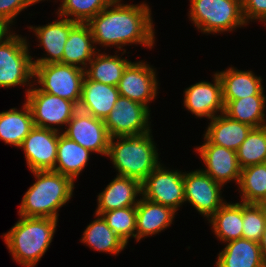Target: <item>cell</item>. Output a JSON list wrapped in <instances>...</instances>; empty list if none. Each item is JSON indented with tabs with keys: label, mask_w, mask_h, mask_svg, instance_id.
Returning <instances> with one entry per match:
<instances>
[{
	"label": "cell",
	"mask_w": 266,
	"mask_h": 267,
	"mask_svg": "<svg viewBox=\"0 0 266 267\" xmlns=\"http://www.w3.org/2000/svg\"><path fill=\"white\" fill-rule=\"evenodd\" d=\"M148 4H124L114 0L87 24L90 27L95 47H116L118 51L132 44L152 49L155 44V29Z\"/></svg>",
	"instance_id": "cell-1"
},
{
	"label": "cell",
	"mask_w": 266,
	"mask_h": 267,
	"mask_svg": "<svg viewBox=\"0 0 266 267\" xmlns=\"http://www.w3.org/2000/svg\"><path fill=\"white\" fill-rule=\"evenodd\" d=\"M31 173L35 175L36 182L24 194L18 215L58 220L59 209L73 196L74 181L53 170Z\"/></svg>",
	"instance_id": "cell-2"
},
{
	"label": "cell",
	"mask_w": 266,
	"mask_h": 267,
	"mask_svg": "<svg viewBox=\"0 0 266 267\" xmlns=\"http://www.w3.org/2000/svg\"><path fill=\"white\" fill-rule=\"evenodd\" d=\"M57 222L52 218L20 216L2 236L13 260L24 267H35L50 247Z\"/></svg>",
	"instance_id": "cell-3"
},
{
	"label": "cell",
	"mask_w": 266,
	"mask_h": 267,
	"mask_svg": "<svg viewBox=\"0 0 266 267\" xmlns=\"http://www.w3.org/2000/svg\"><path fill=\"white\" fill-rule=\"evenodd\" d=\"M151 133L110 139L107 157L112 161L117 175L137 179L142 183L160 164L158 148Z\"/></svg>",
	"instance_id": "cell-4"
},
{
	"label": "cell",
	"mask_w": 266,
	"mask_h": 267,
	"mask_svg": "<svg viewBox=\"0 0 266 267\" xmlns=\"http://www.w3.org/2000/svg\"><path fill=\"white\" fill-rule=\"evenodd\" d=\"M29 47L26 37L11 29L0 37V87L33 86L34 65Z\"/></svg>",
	"instance_id": "cell-5"
},
{
	"label": "cell",
	"mask_w": 266,
	"mask_h": 267,
	"mask_svg": "<svg viewBox=\"0 0 266 267\" xmlns=\"http://www.w3.org/2000/svg\"><path fill=\"white\" fill-rule=\"evenodd\" d=\"M189 1V19L203 34L232 32L247 25L241 0Z\"/></svg>",
	"instance_id": "cell-6"
},
{
	"label": "cell",
	"mask_w": 266,
	"mask_h": 267,
	"mask_svg": "<svg viewBox=\"0 0 266 267\" xmlns=\"http://www.w3.org/2000/svg\"><path fill=\"white\" fill-rule=\"evenodd\" d=\"M84 78L85 70L73 65L63 63L34 65V84L38 83L41 91L67 99L77 105L81 100Z\"/></svg>",
	"instance_id": "cell-7"
},
{
	"label": "cell",
	"mask_w": 266,
	"mask_h": 267,
	"mask_svg": "<svg viewBox=\"0 0 266 267\" xmlns=\"http://www.w3.org/2000/svg\"><path fill=\"white\" fill-rule=\"evenodd\" d=\"M25 91V102L30 106L34 125L37 127L60 132L62 128L59 129L58 126L67 125L78 110L76 103L43 92L34 83L30 89H25Z\"/></svg>",
	"instance_id": "cell-8"
},
{
	"label": "cell",
	"mask_w": 266,
	"mask_h": 267,
	"mask_svg": "<svg viewBox=\"0 0 266 267\" xmlns=\"http://www.w3.org/2000/svg\"><path fill=\"white\" fill-rule=\"evenodd\" d=\"M142 197L177 212L185 203L184 172L160 163L142 182Z\"/></svg>",
	"instance_id": "cell-9"
},
{
	"label": "cell",
	"mask_w": 266,
	"mask_h": 267,
	"mask_svg": "<svg viewBox=\"0 0 266 267\" xmlns=\"http://www.w3.org/2000/svg\"><path fill=\"white\" fill-rule=\"evenodd\" d=\"M150 112L145 105L120 96L104 124L111 138L143 135L152 130Z\"/></svg>",
	"instance_id": "cell-10"
},
{
	"label": "cell",
	"mask_w": 266,
	"mask_h": 267,
	"mask_svg": "<svg viewBox=\"0 0 266 267\" xmlns=\"http://www.w3.org/2000/svg\"><path fill=\"white\" fill-rule=\"evenodd\" d=\"M220 183L201 169L184 172L185 202H189L207 220L226 202Z\"/></svg>",
	"instance_id": "cell-11"
},
{
	"label": "cell",
	"mask_w": 266,
	"mask_h": 267,
	"mask_svg": "<svg viewBox=\"0 0 266 267\" xmlns=\"http://www.w3.org/2000/svg\"><path fill=\"white\" fill-rule=\"evenodd\" d=\"M143 60L131 62L124 70L118 84L120 96L145 105L150 111L149 103L158 94L156 68Z\"/></svg>",
	"instance_id": "cell-12"
},
{
	"label": "cell",
	"mask_w": 266,
	"mask_h": 267,
	"mask_svg": "<svg viewBox=\"0 0 266 267\" xmlns=\"http://www.w3.org/2000/svg\"><path fill=\"white\" fill-rule=\"evenodd\" d=\"M65 129L62 134L67 138L77 142L92 153L107 157L111 137L104 120L78 109Z\"/></svg>",
	"instance_id": "cell-13"
},
{
	"label": "cell",
	"mask_w": 266,
	"mask_h": 267,
	"mask_svg": "<svg viewBox=\"0 0 266 267\" xmlns=\"http://www.w3.org/2000/svg\"><path fill=\"white\" fill-rule=\"evenodd\" d=\"M62 133L35 126L22 145L27 167L32 171L54 170L59 135Z\"/></svg>",
	"instance_id": "cell-14"
},
{
	"label": "cell",
	"mask_w": 266,
	"mask_h": 267,
	"mask_svg": "<svg viewBox=\"0 0 266 267\" xmlns=\"http://www.w3.org/2000/svg\"><path fill=\"white\" fill-rule=\"evenodd\" d=\"M203 139L205 142L195 149L206 167L201 170L223 186L233 180L238 184L241 167L236 151L212 144L205 137Z\"/></svg>",
	"instance_id": "cell-15"
},
{
	"label": "cell",
	"mask_w": 266,
	"mask_h": 267,
	"mask_svg": "<svg viewBox=\"0 0 266 267\" xmlns=\"http://www.w3.org/2000/svg\"><path fill=\"white\" fill-rule=\"evenodd\" d=\"M213 76L214 83L201 81L184 90L183 106L197 118L210 120L224 113L222 84L216 72Z\"/></svg>",
	"instance_id": "cell-16"
},
{
	"label": "cell",
	"mask_w": 266,
	"mask_h": 267,
	"mask_svg": "<svg viewBox=\"0 0 266 267\" xmlns=\"http://www.w3.org/2000/svg\"><path fill=\"white\" fill-rule=\"evenodd\" d=\"M54 22L42 26H30L29 29L33 30L39 44L46 51L44 57L36 60L32 59L33 65H43L49 63H62L64 54V47L68 39L70 30L77 24L68 18L58 16Z\"/></svg>",
	"instance_id": "cell-17"
},
{
	"label": "cell",
	"mask_w": 266,
	"mask_h": 267,
	"mask_svg": "<svg viewBox=\"0 0 266 267\" xmlns=\"http://www.w3.org/2000/svg\"><path fill=\"white\" fill-rule=\"evenodd\" d=\"M138 196H142V183L139 180L116 175L97 195L95 214L136 206L140 200Z\"/></svg>",
	"instance_id": "cell-18"
},
{
	"label": "cell",
	"mask_w": 266,
	"mask_h": 267,
	"mask_svg": "<svg viewBox=\"0 0 266 267\" xmlns=\"http://www.w3.org/2000/svg\"><path fill=\"white\" fill-rule=\"evenodd\" d=\"M176 211L172 208L151 202L140 197L136 205L135 240L159 234L172 225Z\"/></svg>",
	"instance_id": "cell-19"
},
{
	"label": "cell",
	"mask_w": 266,
	"mask_h": 267,
	"mask_svg": "<svg viewBox=\"0 0 266 267\" xmlns=\"http://www.w3.org/2000/svg\"><path fill=\"white\" fill-rule=\"evenodd\" d=\"M119 97L117 86L92 81L85 76L78 109L105 120Z\"/></svg>",
	"instance_id": "cell-20"
},
{
	"label": "cell",
	"mask_w": 266,
	"mask_h": 267,
	"mask_svg": "<svg viewBox=\"0 0 266 267\" xmlns=\"http://www.w3.org/2000/svg\"><path fill=\"white\" fill-rule=\"evenodd\" d=\"M216 73L222 84L224 106L231 100L264 94L261 76L255 75L251 70L242 71L234 67H229L220 72L216 71Z\"/></svg>",
	"instance_id": "cell-21"
},
{
	"label": "cell",
	"mask_w": 266,
	"mask_h": 267,
	"mask_svg": "<svg viewBox=\"0 0 266 267\" xmlns=\"http://www.w3.org/2000/svg\"><path fill=\"white\" fill-rule=\"evenodd\" d=\"M205 137L210 143L237 151L253 127L221 113L209 120Z\"/></svg>",
	"instance_id": "cell-22"
},
{
	"label": "cell",
	"mask_w": 266,
	"mask_h": 267,
	"mask_svg": "<svg viewBox=\"0 0 266 267\" xmlns=\"http://www.w3.org/2000/svg\"><path fill=\"white\" fill-rule=\"evenodd\" d=\"M94 44L89 25L87 23H77L68 35L62 63L85 70L93 56L99 51Z\"/></svg>",
	"instance_id": "cell-23"
},
{
	"label": "cell",
	"mask_w": 266,
	"mask_h": 267,
	"mask_svg": "<svg viewBox=\"0 0 266 267\" xmlns=\"http://www.w3.org/2000/svg\"><path fill=\"white\" fill-rule=\"evenodd\" d=\"M215 267H266L259 243L248 239L227 242Z\"/></svg>",
	"instance_id": "cell-24"
},
{
	"label": "cell",
	"mask_w": 266,
	"mask_h": 267,
	"mask_svg": "<svg viewBox=\"0 0 266 267\" xmlns=\"http://www.w3.org/2000/svg\"><path fill=\"white\" fill-rule=\"evenodd\" d=\"M35 127L30 106L25 102L20 110L11 108L0 112V139L19 148Z\"/></svg>",
	"instance_id": "cell-25"
},
{
	"label": "cell",
	"mask_w": 266,
	"mask_h": 267,
	"mask_svg": "<svg viewBox=\"0 0 266 267\" xmlns=\"http://www.w3.org/2000/svg\"><path fill=\"white\" fill-rule=\"evenodd\" d=\"M92 152L62 133L59 135L55 172L70 177L74 182L88 165Z\"/></svg>",
	"instance_id": "cell-26"
},
{
	"label": "cell",
	"mask_w": 266,
	"mask_h": 267,
	"mask_svg": "<svg viewBox=\"0 0 266 267\" xmlns=\"http://www.w3.org/2000/svg\"><path fill=\"white\" fill-rule=\"evenodd\" d=\"M217 239L227 243L242 238L243 202H225L209 219Z\"/></svg>",
	"instance_id": "cell-27"
},
{
	"label": "cell",
	"mask_w": 266,
	"mask_h": 267,
	"mask_svg": "<svg viewBox=\"0 0 266 267\" xmlns=\"http://www.w3.org/2000/svg\"><path fill=\"white\" fill-rule=\"evenodd\" d=\"M115 54L114 56L108 55L104 52L100 53L99 50L87 65L85 76L92 81L118 86L125 68L131 61Z\"/></svg>",
	"instance_id": "cell-28"
},
{
	"label": "cell",
	"mask_w": 266,
	"mask_h": 267,
	"mask_svg": "<svg viewBox=\"0 0 266 267\" xmlns=\"http://www.w3.org/2000/svg\"><path fill=\"white\" fill-rule=\"evenodd\" d=\"M265 104V94L247 96L229 101L224 106V114L235 121L260 128L266 126Z\"/></svg>",
	"instance_id": "cell-29"
},
{
	"label": "cell",
	"mask_w": 266,
	"mask_h": 267,
	"mask_svg": "<svg viewBox=\"0 0 266 267\" xmlns=\"http://www.w3.org/2000/svg\"><path fill=\"white\" fill-rule=\"evenodd\" d=\"M95 218L93 222L91 221L87 225L80 241L94 251L106 252L116 256L127 247V244L115 234L101 215L95 214Z\"/></svg>",
	"instance_id": "cell-30"
},
{
	"label": "cell",
	"mask_w": 266,
	"mask_h": 267,
	"mask_svg": "<svg viewBox=\"0 0 266 267\" xmlns=\"http://www.w3.org/2000/svg\"><path fill=\"white\" fill-rule=\"evenodd\" d=\"M238 187L240 202L266 204V163L241 169Z\"/></svg>",
	"instance_id": "cell-31"
},
{
	"label": "cell",
	"mask_w": 266,
	"mask_h": 267,
	"mask_svg": "<svg viewBox=\"0 0 266 267\" xmlns=\"http://www.w3.org/2000/svg\"><path fill=\"white\" fill-rule=\"evenodd\" d=\"M241 169L266 163V126L253 128L236 151Z\"/></svg>",
	"instance_id": "cell-32"
},
{
	"label": "cell",
	"mask_w": 266,
	"mask_h": 267,
	"mask_svg": "<svg viewBox=\"0 0 266 267\" xmlns=\"http://www.w3.org/2000/svg\"><path fill=\"white\" fill-rule=\"evenodd\" d=\"M114 0H62L57 15L77 23H88Z\"/></svg>",
	"instance_id": "cell-33"
},
{
	"label": "cell",
	"mask_w": 266,
	"mask_h": 267,
	"mask_svg": "<svg viewBox=\"0 0 266 267\" xmlns=\"http://www.w3.org/2000/svg\"><path fill=\"white\" fill-rule=\"evenodd\" d=\"M107 225L127 245L130 238H135L136 233V206L114 209L100 213Z\"/></svg>",
	"instance_id": "cell-34"
},
{
	"label": "cell",
	"mask_w": 266,
	"mask_h": 267,
	"mask_svg": "<svg viewBox=\"0 0 266 267\" xmlns=\"http://www.w3.org/2000/svg\"><path fill=\"white\" fill-rule=\"evenodd\" d=\"M265 223L266 204L243 203V239L259 242Z\"/></svg>",
	"instance_id": "cell-35"
},
{
	"label": "cell",
	"mask_w": 266,
	"mask_h": 267,
	"mask_svg": "<svg viewBox=\"0 0 266 267\" xmlns=\"http://www.w3.org/2000/svg\"><path fill=\"white\" fill-rule=\"evenodd\" d=\"M40 0H0V22L10 30L17 17L27 7Z\"/></svg>",
	"instance_id": "cell-36"
},
{
	"label": "cell",
	"mask_w": 266,
	"mask_h": 267,
	"mask_svg": "<svg viewBox=\"0 0 266 267\" xmlns=\"http://www.w3.org/2000/svg\"><path fill=\"white\" fill-rule=\"evenodd\" d=\"M241 3L247 24L255 20L266 25V0H241Z\"/></svg>",
	"instance_id": "cell-37"
},
{
	"label": "cell",
	"mask_w": 266,
	"mask_h": 267,
	"mask_svg": "<svg viewBox=\"0 0 266 267\" xmlns=\"http://www.w3.org/2000/svg\"><path fill=\"white\" fill-rule=\"evenodd\" d=\"M258 243H259V246H260V249H261V253H262V257H263L264 263L266 265V223H265V226H264V229H263V233H262L261 239H260V241Z\"/></svg>",
	"instance_id": "cell-38"
},
{
	"label": "cell",
	"mask_w": 266,
	"mask_h": 267,
	"mask_svg": "<svg viewBox=\"0 0 266 267\" xmlns=\"http://www.w3.org/2000/svg\"><path fill=\"white\" fill-rule=\"evenodd\" d=\"M9 29L0 22V37L5 34Z\"/></svg>",
	"instance_id": "cell-39"
}]
</instances>
